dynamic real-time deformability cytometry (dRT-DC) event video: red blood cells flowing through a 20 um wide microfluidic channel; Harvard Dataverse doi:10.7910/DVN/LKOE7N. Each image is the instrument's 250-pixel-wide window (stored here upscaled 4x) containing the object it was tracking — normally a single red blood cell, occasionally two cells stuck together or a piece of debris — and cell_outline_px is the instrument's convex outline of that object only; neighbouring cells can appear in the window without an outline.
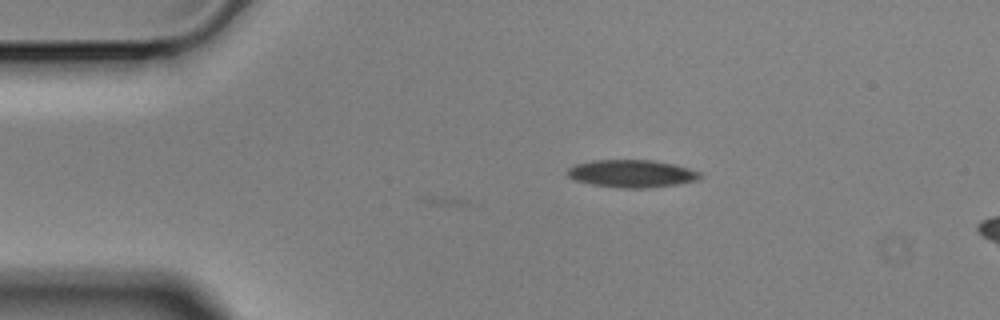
{"species": "Egyptian fruit bat (a non-hibernating species)", "species_latin": "Rousettus aegyptiacus", "temperature_condition": "cold", "stored_images_in_passage": 15, "camera_frame_rate_fps": 3000, "um_per_image_px": 0.085, "animal": {"sex": "male"}, "frame": {"image": 1, "passage_image": 15, "time_ms": 4.667, "image_size_px": [1000, 320], "cell_outline_px": [[704, 176], [696, 180], [676, 184], [648, 188], [620, 188], [588, 184], [572, 180], [564, 172], [572, 164], [592, 160], [652, 160], [672, 164], [688, 168], [700, 172]], "centroid_in_image_um": [53.61, 14.76], "position_along_channel_um": 31.4, "area_um2": 21.62}}